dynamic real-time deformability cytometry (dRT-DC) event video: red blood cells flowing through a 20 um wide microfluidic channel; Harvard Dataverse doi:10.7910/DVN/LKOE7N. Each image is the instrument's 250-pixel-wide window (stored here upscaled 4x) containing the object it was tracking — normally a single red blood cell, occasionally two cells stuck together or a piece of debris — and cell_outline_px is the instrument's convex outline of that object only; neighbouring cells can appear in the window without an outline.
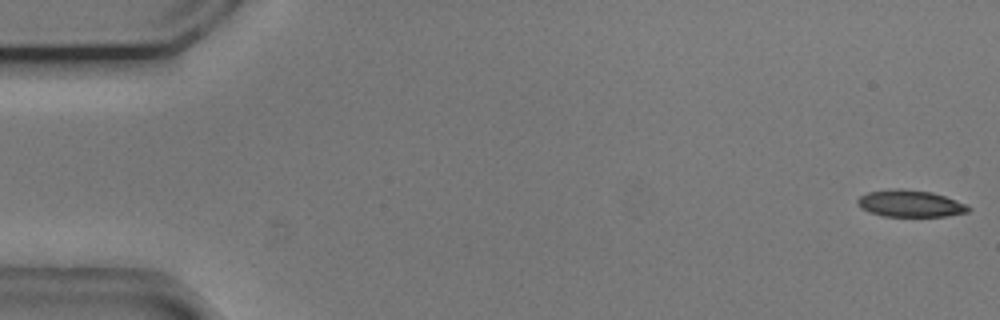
{"species": "common noctule bat (a hibernating species)", "species_latin": "Nyctalus noctula", "temperature_condition": "cold", "stored_images_in_passage": 9, "camera_frame_rate_fps": 3000, "um_per_image_px": 0.085, "animal": {"sex": "male", "body_mass_g": 20.5, "forearm_length_mm": 52.5}, "frame": {"image": 1, "passage_image": 1, "time_ms": 0.0, "image_size_px": [1000, 320], "cell_outline_px": [[972, 208], [968, 212], [944, 216], [884, 216], [868, 212], [860, 208], [856, 204], [856, 200], [860, 196], [868, 192], [932, 192], [944, 196], [964, 204]], "centroid_in_image_um": [77.36, 17.36], "position_along_channel_um": 7.6, "area_um2": 16.3}}